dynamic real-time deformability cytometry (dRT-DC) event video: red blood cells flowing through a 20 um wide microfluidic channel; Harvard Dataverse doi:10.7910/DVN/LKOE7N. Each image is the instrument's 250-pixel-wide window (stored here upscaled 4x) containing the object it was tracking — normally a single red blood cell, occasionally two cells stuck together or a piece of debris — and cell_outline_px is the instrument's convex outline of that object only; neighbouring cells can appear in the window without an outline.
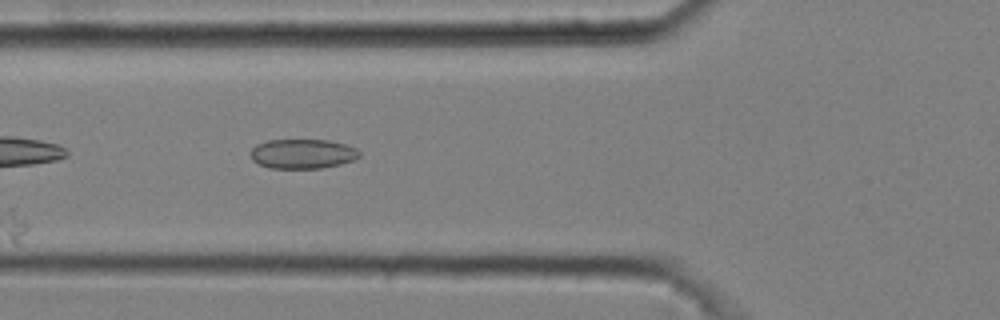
{"species": "common noctule bat (a hibernating species)", "species_latin": "Nyctalus noctula", "temperature_condition": "cold", "stored_images_in_passage": 5, "camera_frame_rate_fps": 3000, "um_per_image_px": 0.085, "animal": {"sex": "male", "body_mass_g": 20.4}, "frame": {"image": 1, "passage_image": 5, "time_ms": 1.333, "image_size_px": [1000, 320], "cell_outline_px": [[360, 156], [352, 160], [340, 164], [320, 168], [268, 168], [252, 160], [252, 148], [256, 144], [268, 140], [328, 140], [344, 144], [356, 148], [360, 152]], "centroid_in_image_um": [25.72, 13.07], "position_along_channel_um": 100.1, "area_um2": 18.61}}